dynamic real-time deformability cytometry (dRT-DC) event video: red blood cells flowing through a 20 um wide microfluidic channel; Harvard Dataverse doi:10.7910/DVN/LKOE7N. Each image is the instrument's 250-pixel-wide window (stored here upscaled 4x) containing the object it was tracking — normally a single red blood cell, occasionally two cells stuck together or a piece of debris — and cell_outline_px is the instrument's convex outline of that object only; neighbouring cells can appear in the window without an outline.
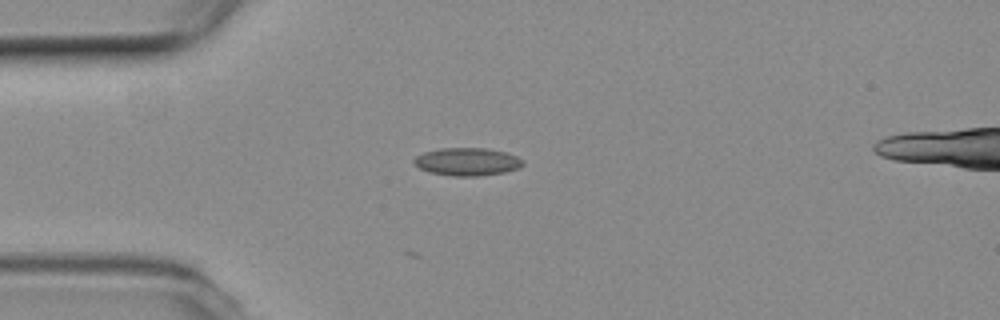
{"species": "common noctule bat (a hibernating species)", "species_latin": "Nyctalus noctula", "temperature_condition": "room temperature", "stored_images_in_passage": 31, "camera_frame_rate_fps": 3000, "um_per_image_px": 0.085, "animal": {"sex": "female", "body_mass_g": 19.3, "forearm_length_mm": 54.1}, "frame": {"image": 1, "passage_image": 1, "time_ms": 0.0, "image_size_px": [1000, 320], "cell_outline_px": [[524, 164], [520, 168], [504, 172], [476, 176], [452, 176], [428, 172], [420, 168], [412, 160], [416, 156], [424, 152], [440, 148], [488, 148], [504, 152], [516, 156], [524, 160]], "centroid_in_image_um": [39.72, 13.74], "position_along_channel_um": 45.3, "area_um2": 17.69}}
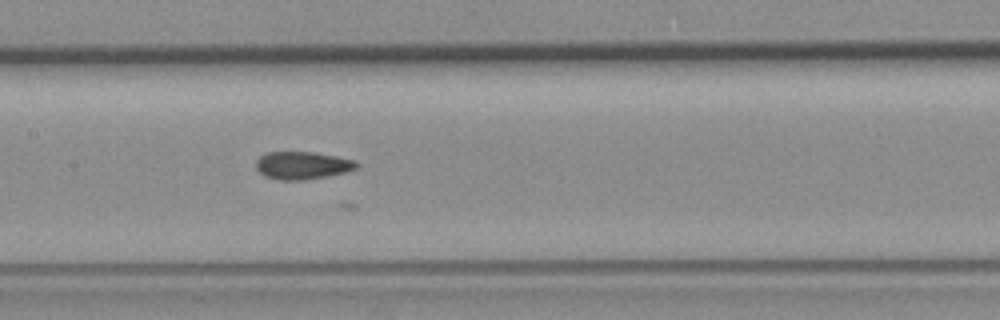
{"frame": {"image": 2, "passage_image": 13, "time_ms": 4.0, "image_size_px": [1000, 320], "cell_outline_px": [[356, 168], [344, 172], [304, 180], [280, 180], [264, 176], [256, 168], [256, 160], [260, 156], [268, 152], [312, 152], [336, 156], [356, 160]], "centroid_in_image_um": [25.66, 14.05], "position_along_channel_um": 181.7, "area_um2": 16.01}}
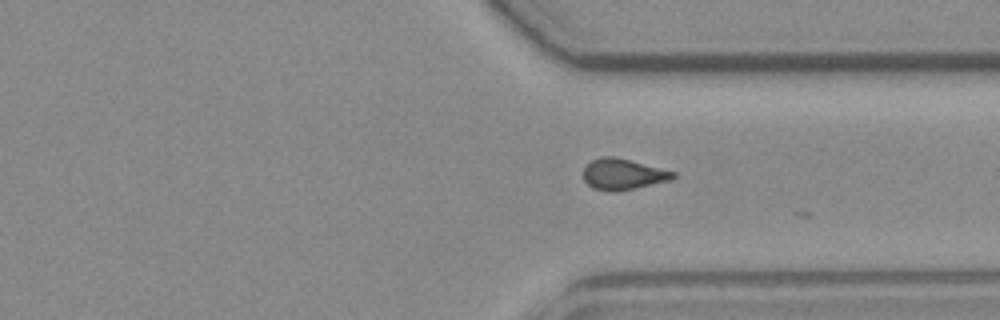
{"frame": {"image": 3, "passage_image": 27, "time_ms": 8.667, "image_size_px": [1000, 320], "cell_outline_px": [[676, 176], [668, 180], [616, 192], [592, 188], [584, 180], [584, 168], [592, 160], [600, 156], [612, 156], [676, 172]], "centroid_in_image_um": [52.91, 14.8], "position_along_channel_um": 358.5, "area_um2": 15.78}}